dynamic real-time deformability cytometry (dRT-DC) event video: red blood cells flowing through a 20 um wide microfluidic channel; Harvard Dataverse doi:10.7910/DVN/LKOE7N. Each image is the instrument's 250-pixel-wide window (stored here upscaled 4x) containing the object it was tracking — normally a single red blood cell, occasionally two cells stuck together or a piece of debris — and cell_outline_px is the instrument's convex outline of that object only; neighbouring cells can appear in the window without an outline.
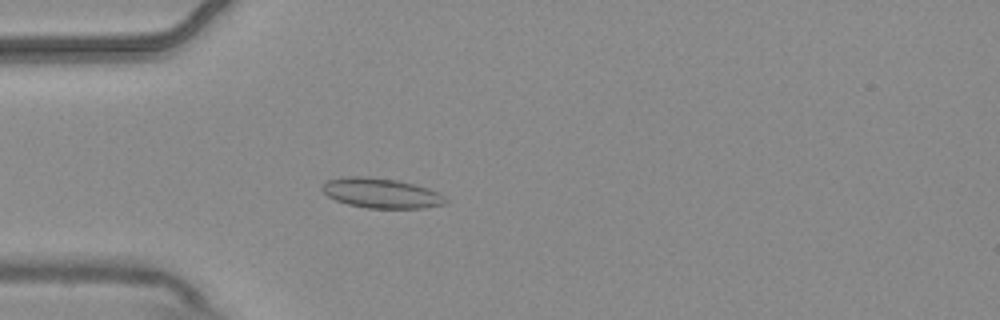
{"species": "common noctule bat (a hibernating species)", "species_latin": "Nyctalus noctula", "temperature_condition": "warm", "stored_images_in_passage": 3, "camera_frame_rate_fps": 3000, "um_per_image_px": 0.085, "animal": {"sex": "male", "body_mass_g": 20.4}, "frame": {"image": 1, "passage_image": 3, "time_ms": 0.667, "image_size_px": [1000, 320], "cell_outline_px": [[448, 200], [444, 204], [424, 208], [368, 208], [348, 204], [336, 200], [328, 196], [320, 188], [328, 180], [348, 176], [368, 176], [396, 180], [416, 184], [440, 192]], "centroid_in_image_um": [32.43, 16.41], "position_along_channel_um": 52.6, "area_um2": 21.56}}